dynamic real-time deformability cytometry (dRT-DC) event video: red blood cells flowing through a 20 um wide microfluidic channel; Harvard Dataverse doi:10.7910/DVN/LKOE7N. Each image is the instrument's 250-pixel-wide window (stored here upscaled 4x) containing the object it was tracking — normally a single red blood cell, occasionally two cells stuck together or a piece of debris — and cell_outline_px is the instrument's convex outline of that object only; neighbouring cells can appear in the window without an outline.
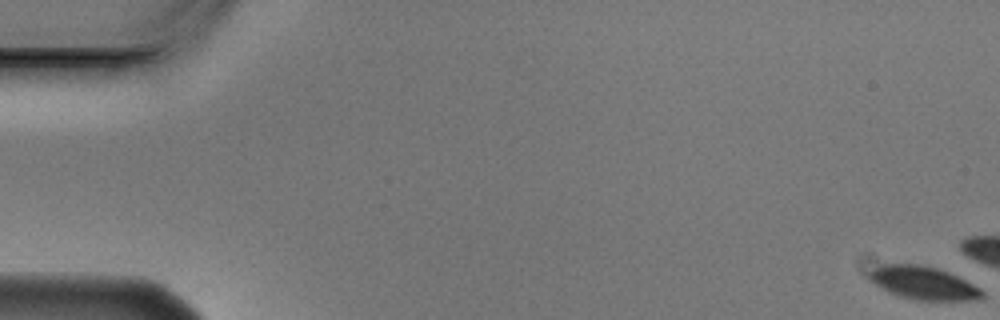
{"species": "Egyptian fruit bat (a non-hibernating species)", "species_latin": "Rousettus aegyptiacus", "temperature_condition": "cold", "stored_images_in_passage": 6, "camera_frame_rate_fps": 3000, "um_per_image_px": 0.085, "animal": {"sex": "male"}, "frame": {"image": 1, "passage_image": 1, "time_ms": 0.0, "image_size_px": [1000, 320], "cell_outline_px": [[984, 296], [980, 300], [916, 300], [900, 296], [868, 280], [868, 276], [876, 268], [884, 264], [920, 264], [936, 268], [948, 272], [980, 288], [984, 292]], "centroid_in_image_um": [78.54, 24.06], "position_along_channel_um": 6.5, "area_um2": 21.33}}
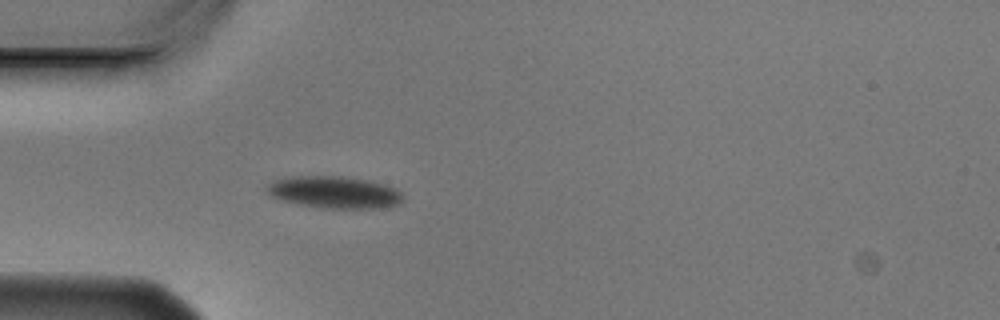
{"frame": {"image": 2, "passage_image": 6, "time_ms": 1.667, "image_size_px": [1000, 320], "cell_outline_px": [[404, 196], [400, 204], [384, 208], [320, 208], [280, 200], [272, 196], [264, 188], [264, 184], [276, 180], [292, 176], [340, 176], [368, 180], [396, 188]], "centroid_in_image_um": [28.41, 16.34], "position_along_channel_um": 56.6, "area_um2": 25.55}}